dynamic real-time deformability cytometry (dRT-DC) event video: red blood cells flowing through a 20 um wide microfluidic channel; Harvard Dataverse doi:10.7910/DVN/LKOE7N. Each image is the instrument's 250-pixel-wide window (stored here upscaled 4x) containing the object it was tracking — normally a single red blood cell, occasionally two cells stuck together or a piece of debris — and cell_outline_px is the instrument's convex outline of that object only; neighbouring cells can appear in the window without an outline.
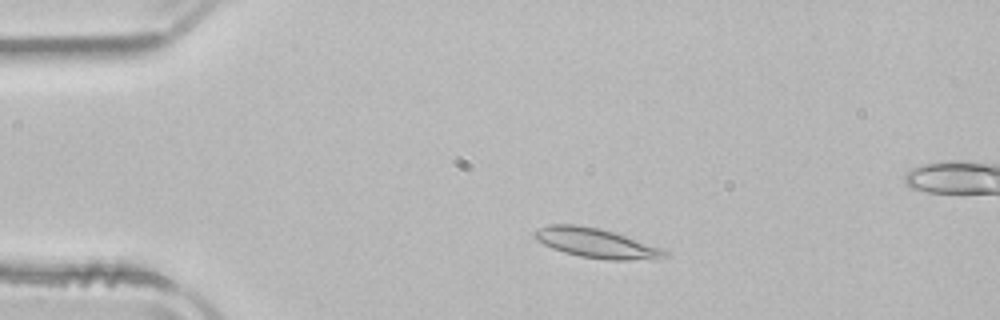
{"species": "common noctule bat (a hibernating species)", "species_latin": "Nyctalus noctula", "temperature_condition": "room temperature", "stored_images_in_passage": 49, "camera_frame_rate_fps": 3000, "um_per_image_px": 0.085, "animal": {"sex": "male", "body_mass_g": 21.5, "forearm_length_mm": 52.0}, "frame": {"image": 1, "passage_image": 7, "time_ms": 2.0, "image_size_px": [1000, 320], "cell_outline_px": [[668, 256], [656, 260], [608, 260], [580, 256], [564, 252], [552, 248], [536, 240], [532, 236], [532, 232], [548, 224], [576, 224], [600, 228], [660, 248], [668, 252]], "centroid_in_image_um": [50.65, 20.67], "position_along_channel_um": 34.4, "area_um2": 22.37}}
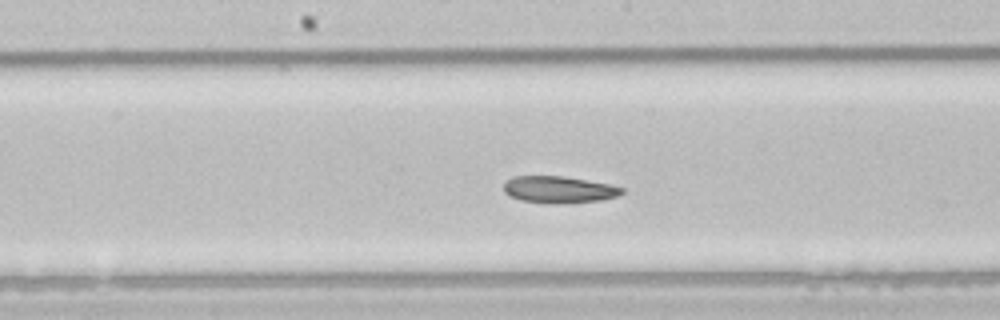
{"frame": {"image": 2, "passage_image": 23, "time_ms": 7.333, "image_size_px": [1000, 320], "cell_outline_px": [[624, 192], [616, 196], [600, 200], [572, 204], [556, 204], [520, 200], [508, 196], [504, 192], [504, 184], [512, 176], [564, 176], [608, 184], [624, 188]], "centroid_in_image_um": [47.49, 16.13], "position_along_channel_um": 200.7, "area_um2": 18.61}}
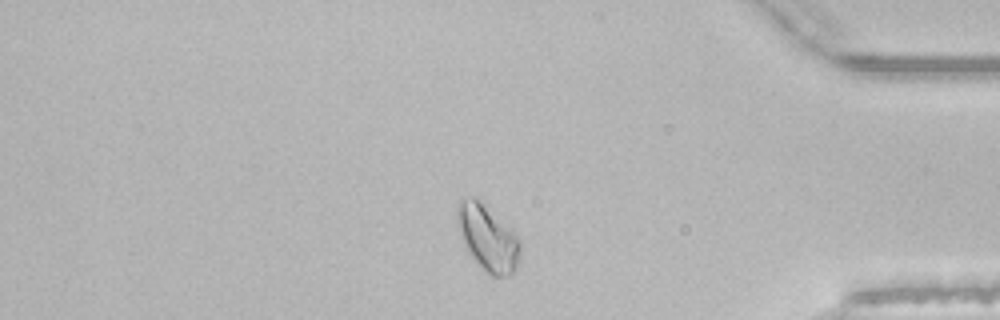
{"frame": {"image": 3, "passage_image": 40, "time_ms": 13.0, "image_size_px": [1000, 320], "cell_outline_px": [[520, 256], [516, 268], [508, 276], [492, 276], [480, 268], [468, 252], [464, 244], [460, 232], [456, 212], [456, 204], [472, 196], [476, 196], [520, 240]], "centroid_in_image_um": [41.44, 20.25], "position_along_channel_um": 393.8, "area_um2": 23.7}, "authors_computed_cell_mechanics": {"area_um2": 20.2878, "velocity_mm_per_s": 3.9141, "shape_relaxation_time_tau1_ms": 3.5024, "shape_relaxation_time_tau2_ms": 7.7606, "deformation_change_tau1": 0.0901, "deformation_change_tau2": 0.1337}}